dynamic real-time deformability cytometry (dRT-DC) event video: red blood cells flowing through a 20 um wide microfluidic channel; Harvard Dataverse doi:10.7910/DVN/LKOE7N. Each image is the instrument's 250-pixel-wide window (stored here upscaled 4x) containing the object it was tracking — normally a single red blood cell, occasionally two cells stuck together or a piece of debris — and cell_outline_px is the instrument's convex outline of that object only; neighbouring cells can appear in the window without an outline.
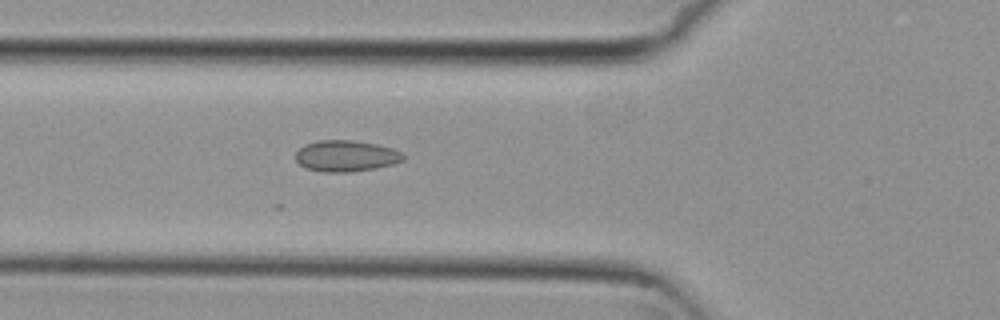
{"species": "common noctule bat (a hibernating species)", "species_latin": "Nyctalus noctula", "temperature_condition": "cold", "stored_images_in_passage": 4, "camera_frame_rate_fps": 3000, "um_per_image_px": 0.085, "animal": {"sex": "female", "body_mass_g": 29.2, "forearm_length_mm": 56.3}, "frame": {"image": 1, "passage_image": 3, "time_ms": 0.667, "image_size_px": [1000, 320], "cell_outline_px": [[404, 160], [396, 164], [376, 168], [348, 172], [324, 172], [304, 168], [296, 160], [296, 152], [304, 144], [316, 140], [352, 140], [376, 144], [392, 148], [400, 152], [404, 156]], "centroid_in_image_um": [29.4, 13.26], "position_along_channel_um": 96.4, "area_um2": 19.71}}